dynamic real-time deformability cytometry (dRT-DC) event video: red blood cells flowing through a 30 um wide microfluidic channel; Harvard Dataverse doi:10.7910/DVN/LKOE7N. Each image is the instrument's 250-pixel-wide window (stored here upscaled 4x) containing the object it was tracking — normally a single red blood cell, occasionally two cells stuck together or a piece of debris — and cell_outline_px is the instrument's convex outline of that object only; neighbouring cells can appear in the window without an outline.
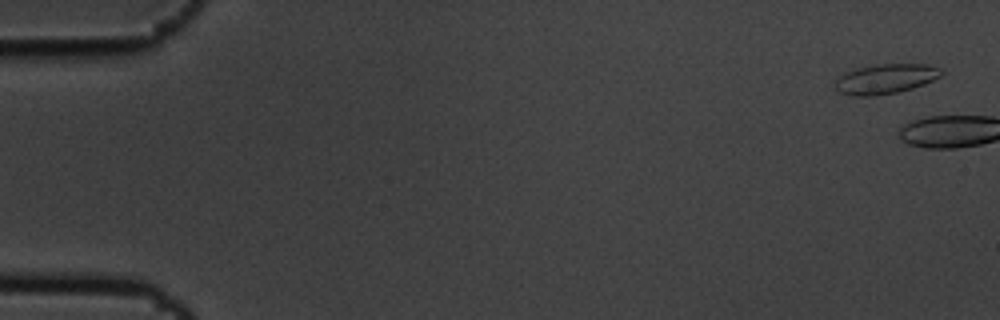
{"species": "common noctule bat (a hibernating species)", "species_latin": "Nyctalus noctula", "temperature_condition": "cold", "stored_images_in_passage": 2, "camera_frame_rate_fps": 3000, "um_per_image_px": 0.085, "animal": {"sex": "male", "body_mass_g": 19.5, "forearm_length_mm": 54.6}, "frame": {"image": 1, "passage_image": 1, "time_ms": 0.0, "image_size_px": [1000, 320], "cell_outline_px": [[944, 72], [940, 76], [924, 84], [912, 88], [896, 92], [872, 96], [852, 96], [840, 92], [836, 88], [836, 80], [844, 72], [876, 64], [924, 64], [940, 68]], "centroid_in_image_um": [75.27, 6.7], "position_along_channel_um": 9.7, "area_um2": 18.21}}